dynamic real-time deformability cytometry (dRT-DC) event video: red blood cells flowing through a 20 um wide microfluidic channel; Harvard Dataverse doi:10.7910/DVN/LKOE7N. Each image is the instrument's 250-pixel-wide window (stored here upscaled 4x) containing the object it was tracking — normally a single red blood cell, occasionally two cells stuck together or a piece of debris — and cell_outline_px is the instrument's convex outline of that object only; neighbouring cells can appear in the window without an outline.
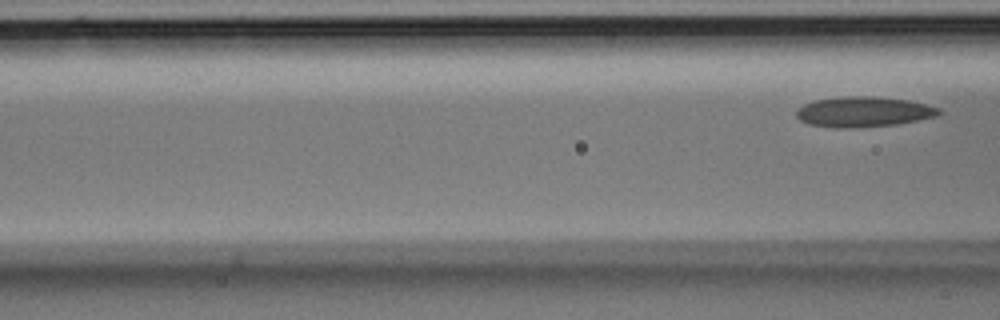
{"species": "Egyptian fruit bat (a non-hibernating species)", "species_latin": "Rousettus aegyptiacus", "temperature_condition": "room temperature", "stored_images_in_passage": 3, "camera_frame_rate_fps": 3000, "um_per_image_px": 0.085, "animal": {"sex": "male"}, "frame": {"image": 1, "passage_image": 3, "time_ms": 0.667, "image_size_px": [1000, 320], "cell_outline_px": [[944, 112], [936, 116], [896, 124], [860, 128], [832, 128], [808, 124], [800, 120], [796, 116], [796, 112], [804, 104], [816, 100], [848, 96], [872, 96], [908, 100], [928, 104], [940, 108]], "centroid_in_image_um": [73.42, 9.51], "position_along_channel_um": 93.2, "area_um2": 25.26}}